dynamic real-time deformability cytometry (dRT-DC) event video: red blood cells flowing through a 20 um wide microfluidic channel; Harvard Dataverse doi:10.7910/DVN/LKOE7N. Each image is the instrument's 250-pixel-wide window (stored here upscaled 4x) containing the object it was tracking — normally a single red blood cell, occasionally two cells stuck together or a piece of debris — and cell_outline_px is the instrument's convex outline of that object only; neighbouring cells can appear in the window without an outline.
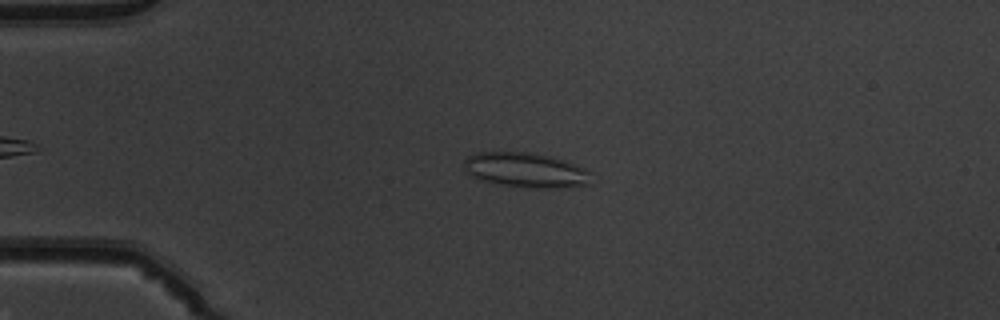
{"species": "common noctule bat (a hibernating species)", "species_latin": "Nyctalus noctula", "temperature_condition": "warm", "stored_images_in_passage": 45, "camera_frame_rate_fps": 3000, "um_per_image_px": 0.085, "animal": {"sex": "male", "body_mass_g": 19.5, "forearm_length_mm": 54.6}, "frame": {"image": 1, "passage_image": 12, "time_ms": 3.667, "image_size_px": [1000, 320], "cell_outline_px": [[588, 184], [560, 188], [532, 188], [500, 184], [476, 180], [468, 176], [464, 168], [464, 160], [468, 156], [476, 152], [528, 152], [548, 156], [564, 160], [584, 168], [588, 172]], "centroid_in_image_um": [44.58, 14.46], "position_along_channel_um": 40.4, "area_um2": 25.78}}
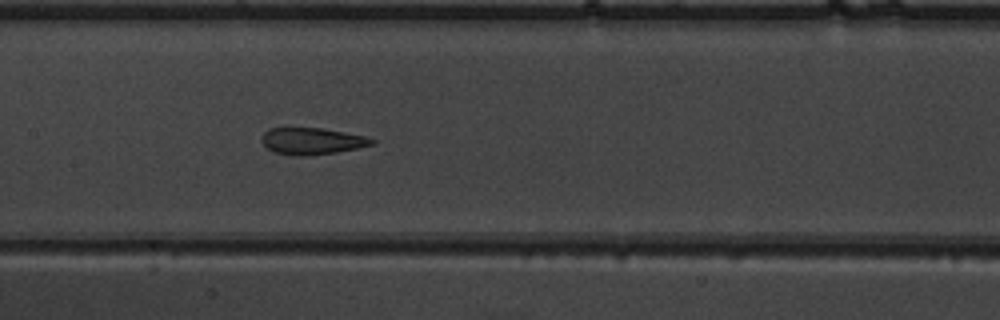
{"frame": {"image": 2, "passage_image": 25, "time_ms": 8.0, "image_size_px": [1000, 320], "cell_outline_px": [[376, 144], [336, 152], [304, 156], [296, 156], [276, 152], [268, 148], [260, 140], [260, 136], [268, 128], [324, 128], [364, 136], [376, 140]], "centroid_in_image_um": [26.51, 11.98], "position_along_channel_um": 180.9, "area_um2": 17.11}}
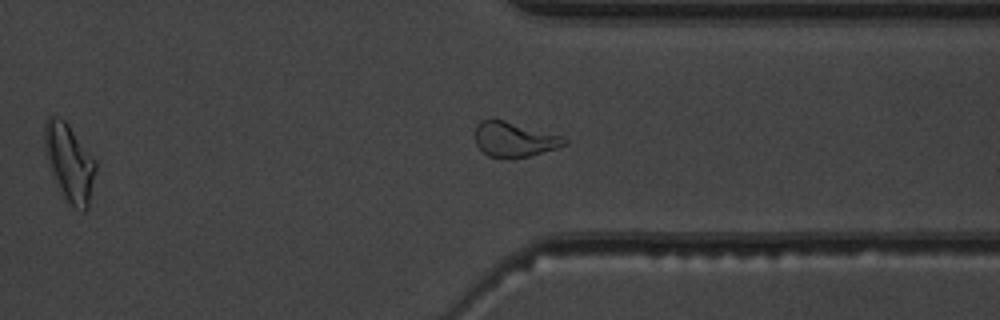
{"frame": {"image": 3, "passage_image": 39, "time_ms": 12.667, "image_size_px": [1000, 320], "cell_outline_px": [[568, 144], [556, 148], [528, 156], [488, 156], [476, 144], [476, 124], [480, 120], [504, 120], [564, 136], [568, 140]], "centroid_in_image_um": [43.75, 11.82], "position_along_channel_um": 367.7, "area_um2": 17.69}, "authors_computed_cell_mechanics": {"area_um2": 18.9584, "velocity_mm_per_s": 4.0024, "shape_relaxation_time_tau1_ms": null, "shape_relaxation_time_tau2_ms": 1.826, "deformation_change_tau1": null, "deformation_change_tau2": 0.1018}}